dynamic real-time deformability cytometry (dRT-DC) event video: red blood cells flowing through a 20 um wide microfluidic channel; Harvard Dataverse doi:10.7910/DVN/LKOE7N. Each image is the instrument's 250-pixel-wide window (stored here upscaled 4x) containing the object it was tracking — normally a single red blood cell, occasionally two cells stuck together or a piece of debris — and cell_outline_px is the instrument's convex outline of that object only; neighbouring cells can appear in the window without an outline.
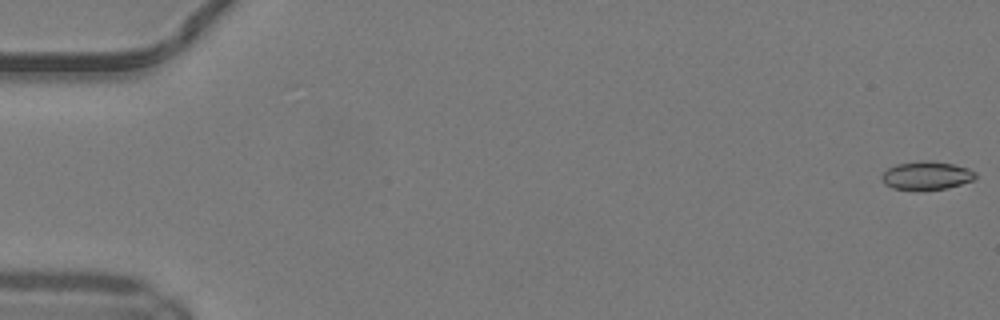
{"species": "common noctule bat (a hibernating species)", "species_latin": "Nyctalus noctula", "temperature_condition": "warm", "stored_images_in_passage": 50, "camera_frame_rate_fps": 3000, "um_per_image_px": 0.085, "animal": {"sex": "male", "body_mass_g": 19.2, "forearm_length_mm": 51.8}, "frame": {"image": 1, "passage_image": 1, "time_ms": 0.0, "image_size_px": [1000, 320], "cell_outline_px": [[976, 176], [972, 180], [948, 188], [892, 188], [884, 184], [880, 176], [888, 168], [896, 164], [920, 160], [928, 160], [952, 164], [968, 168], [976, 172]], "centroid_in_image_um": [78.74, 14.88], "position_along_channel_um": 6.3, "area_um2": 15.09}}
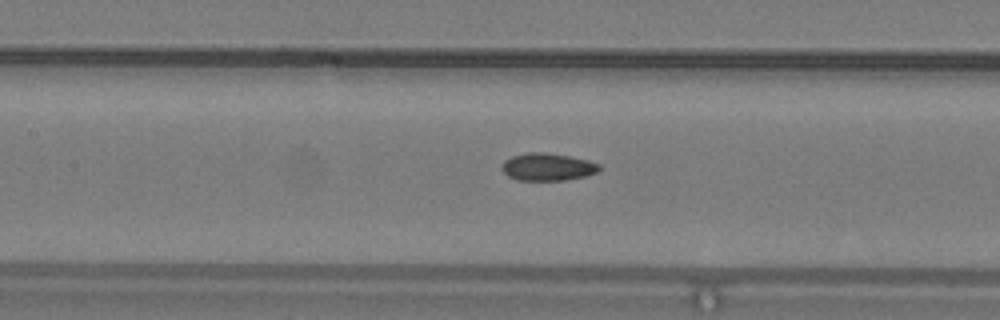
{"frame": {"image": 2, "passage_image": 24, "time_ms": 7.667, "image_size_px": [1000, 320], "cell_outline_px": [[600, 168], [596, 172], [584, 176], [568, 180], [516, 180], [508, 176], [500, 168], [504, 160], [512, 156], [528, 152], [544, 152], [568, 156], [588, 160], [600, 164]], "centroid_in_image_um": [46.51, 14.19], "position_along_channel_um": 160.9, "area_um2": 15.61}}
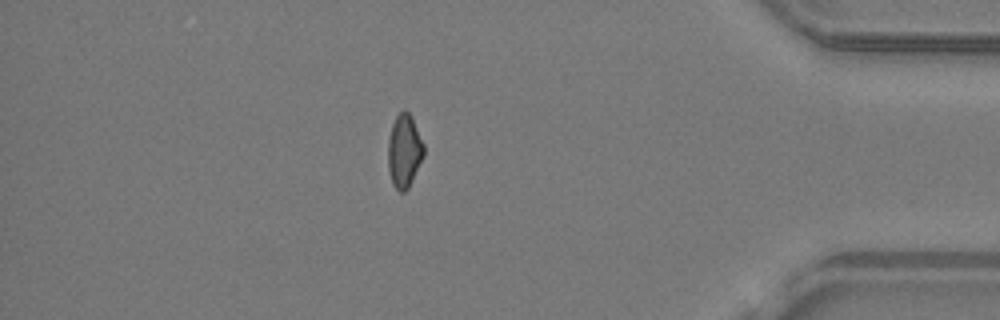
{"frame": {"image": 3, "passage_image": 44, "time_ms": 14.333, "image_size_px": [1000, 320], "cell_outline_px": [[424, 156], [408, 188], [404, 192], [400, 192], [392, 184], [388, 168], [388, 140], [392, 124], [396, 116], [404, 108], [412, 116], [424, 144]], "centroid_in_image_um": [34.36, 12.81], "position_along_channel_um": 400.8, "area_um2": 15.37}, "authors_computed_cell_mechanics": {"area_um2": 15.4904, "velocity_mm_per_s": 4.1841, "shape_relaxation_time_tau1_ms": null, "shape_relaxation_time_tau2_ms": 1.7884, "deformation_change_tau1": null, "deformation_change_tau2": 0.0648}}